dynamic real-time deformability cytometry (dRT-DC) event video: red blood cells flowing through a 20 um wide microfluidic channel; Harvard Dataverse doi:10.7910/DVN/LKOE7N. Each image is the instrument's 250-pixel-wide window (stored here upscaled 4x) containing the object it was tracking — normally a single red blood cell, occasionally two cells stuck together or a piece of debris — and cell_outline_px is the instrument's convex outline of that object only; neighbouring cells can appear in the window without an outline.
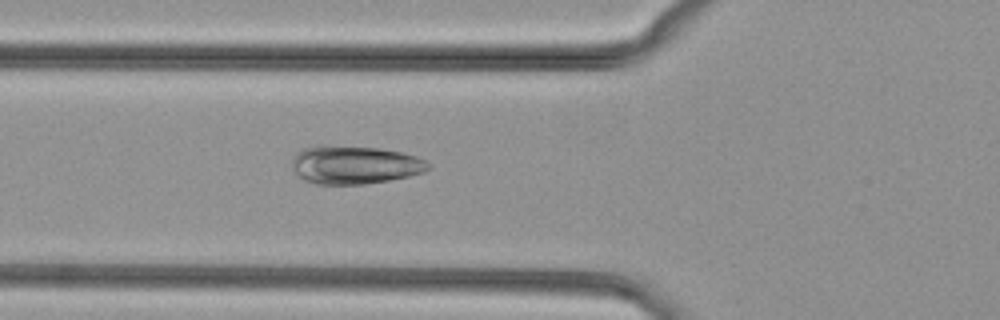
{"species": "common noctule bat (a hibernating species)", "species_latin": "Nyctalus noctula", "temperature_condition": "cold", "stored_images_in_passage": 50, "camera_frame_rate_fps": 3000, "um_per_image_px": 0.085, "animal": {"sex": "female", "body_mass_g": 29.2, "forearm_length_mm": 56.3}, "frame": {"image": 1, "passage_image": 18, "time_ms": 5.667, "image_size_px": [1000, 320], "cell_outline_px": [[428, 168], [424, 172], [408, 176], [388, 180], [364, 184], [316, 184], [304, 180], [292, 168], [292, 160], [296, 152], [304, 148], [316, 144], [324, 144], [380, 148], [404, 152], [416, 156], [424, 160], [428, 164]], "centroid_in_image_um": [30.1, 13.99], "position_along_channel_um": 95.7, "area_um2": 30.58}}
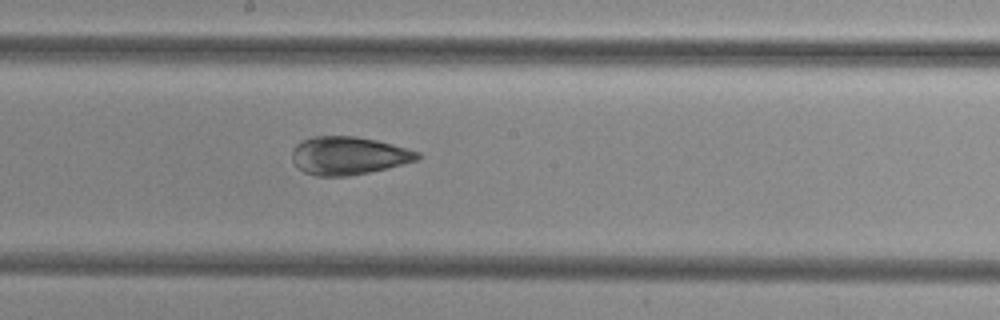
{"frame": {"image": 2, "passage_image": 27, "time_ms": 8.667, "image_size_px": [1000, 320], "cell_outline_px": [[420, 160], [388, 168], [348, 176], [316, 176], [304, 172], [296, 168], [292, 160], [292, 148], [296, 144], [312, 136], [356, 136], [376, 140], [408, 148], [420, 152]], "centroid_in_image_um": [29.62, 13.23], "position_along_channel_um": 218.6, "area_um2": 28.09}}
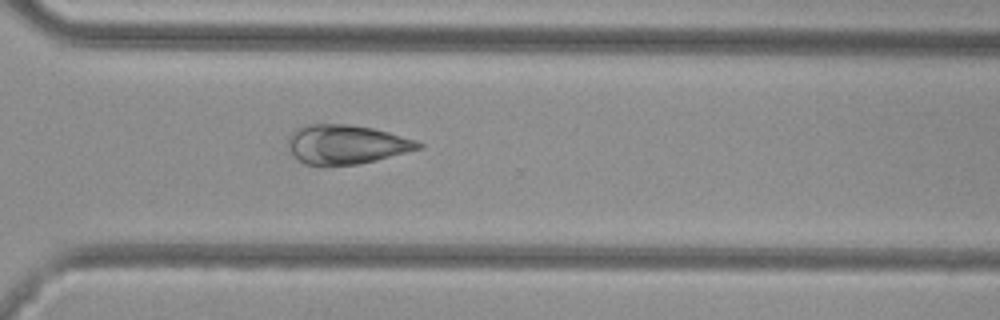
{"frame": {"image": 3, "passage_image": 36, "time_ms": 11.667, "image_size_px": [1000, 320], "cell_outline_px": [[424, 144], [420, 148], [376, 160], [356, 164], [304, 164], [296, 160], [292, 156], [288, 148], [288, 136], [292, 132], [304, 124], [348, 124], [372, 128], [388, 132], [416, 140]], "centroid_in_image_um": [29.37, 12.26], "position_along_channel_um": 341.2, "area_um2": 29.54}}